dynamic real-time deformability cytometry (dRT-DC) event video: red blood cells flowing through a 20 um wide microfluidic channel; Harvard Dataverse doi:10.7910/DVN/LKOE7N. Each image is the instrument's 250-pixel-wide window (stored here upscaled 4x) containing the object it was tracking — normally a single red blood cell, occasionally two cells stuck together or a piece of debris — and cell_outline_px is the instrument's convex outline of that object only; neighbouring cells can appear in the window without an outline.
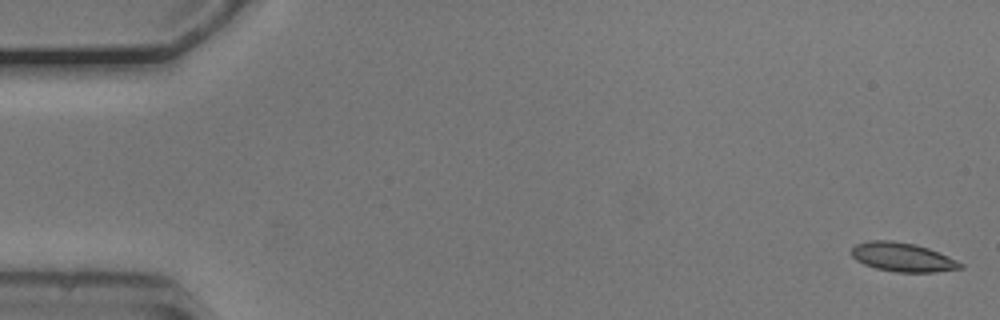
{"species": "common noctule bat (a hibernating species)", "species_latin": "Nyctalus noctula", "temperature_condition": "cold", "stored_images_in_passage": 54, "camera_frame_rate_fps": 3000, "um_per_image_px": 0.085, "animal": {"sex": "male", "body_mass_g": 20.5, "forearm_length_mm": 52.5}, "frame": {"image": 1, "passage_image": 1, "time_ms": 0.0, "image_size_px": [1000, 320], "cell_outline_px": [[964, 268], [936, 272], [896, 272], [876, 268], [864, 264], [856, 260], [852, 256], [852, 248], [856, 244], [868, 240], [892, 240], [916, 244], [940, 252], [964, 264]], "centroid_in_image_um": [76.74, 21.85], "position_along_channel_um": 8.3, "area_um2": 18.5}}
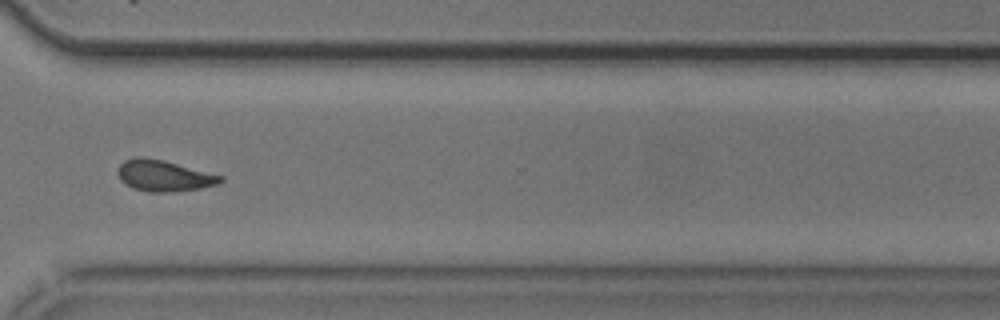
{"frame": {"image": 2, "passage_image": 40, "time_ms": 13.0, "image_size_px": [1000, 320], "cell_outline_px": [[224, 180], [220, 184], [200, 188], [172, 192], [148, 192], [132, 188], [124, 184], [120, 180], [116, 172], [116, 168], [124, 160], [136, 156], [144, 156], [164, 160], [224, 176]], "centroid_in_image_um": [13.9, 14.93], "position_along_channel_um": 356.7, "area_um2": 19.07}}
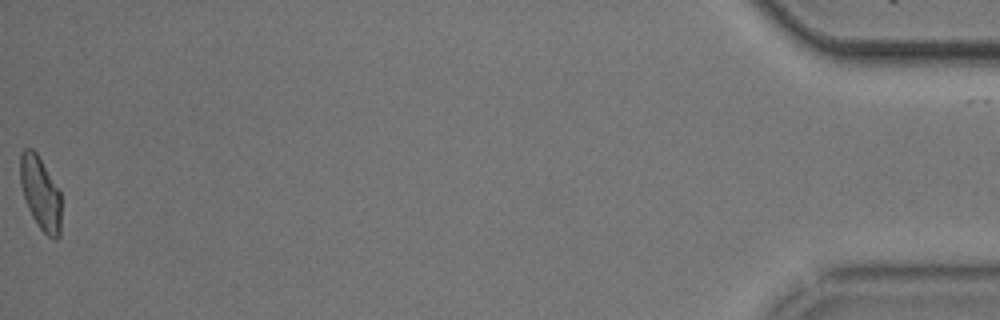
{"frame": {"image": 3, "passage_image": 54, "time_ms": 17.667, "image_size_px": [1000, 320], "cell_outline_px": [[60, 236], [56, 240], [48, 236], [40, 228], [32, 216], [28, 208], [20, 184], [20, 152], [24, 148], [32, 148], [36, 152], [60, 192]], "centroid_in_image_um": [3.42, 16.41], "position_along_channel_um": 431.8, "area_um2": 17.28}, "authors_computed_cell_mechanics": {"area_um2": 18.4671, "velocity_mm_per_s": 3.7425, "shape_relaxation_time_tau1_ms": 3.8726, "shape_relaxation_time_tau2_ms": 3.2474, "deformation_change_tau1": 0.1197, "deformation_change_tau2": 0.0761}}